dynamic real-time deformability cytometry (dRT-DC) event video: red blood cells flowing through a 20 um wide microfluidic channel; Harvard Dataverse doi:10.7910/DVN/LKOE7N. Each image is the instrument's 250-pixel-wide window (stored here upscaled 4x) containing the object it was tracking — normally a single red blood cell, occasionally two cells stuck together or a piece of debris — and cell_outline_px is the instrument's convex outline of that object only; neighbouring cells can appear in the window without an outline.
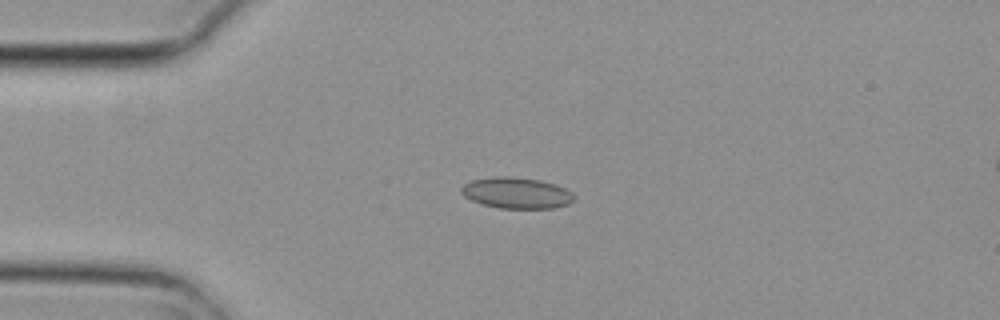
{"species": "common noctule bat (a hibernating species)", "species_latin": "Nyctalus noctula", "temperature_condition": "cold", "stored_images_in_passage": 5, "camera_frame_rate_fps": 3000, "um_per_image_px": 0.085, "animal": {"sex": "female", "body_mass_g": 29.2, "forearm_length_mm": 56.3}, "frame": {"image": 1, "passage_image": 4, "time_ms": 1.0, "image_size_px": [1000, 320], "cell_outline_px": [[576, 200], [568, 204], [552, 208], [496, 208], [480, 204], [464, 196], [460, 192], [460, 188], [464, 184], [472, 180], [492, 176], [512, 176], [540, 180], [556, 184], [572, 192], [576, 196]], "centroid_in_image_um": [43.9, 16.39], "position_along_channel_um": 41.1, "area_um2": 20.75}}